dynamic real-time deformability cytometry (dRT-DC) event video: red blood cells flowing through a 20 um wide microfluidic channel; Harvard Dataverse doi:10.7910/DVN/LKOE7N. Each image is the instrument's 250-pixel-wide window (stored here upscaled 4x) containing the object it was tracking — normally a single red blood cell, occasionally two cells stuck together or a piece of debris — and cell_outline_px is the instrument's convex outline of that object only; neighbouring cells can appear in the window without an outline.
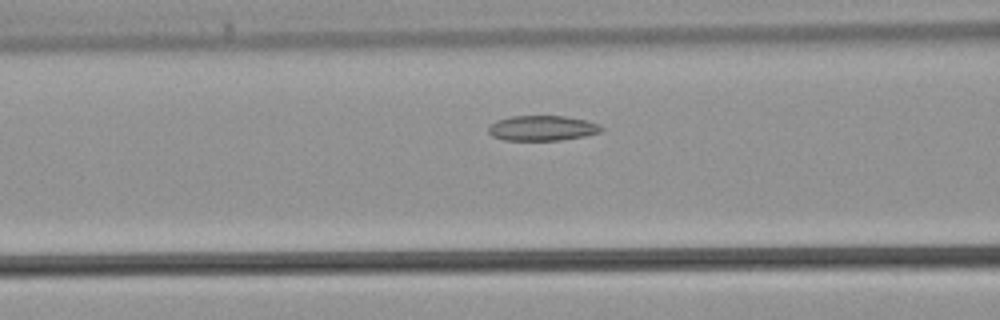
{"species": "common noctule bat (a hibernating species)", "species_latin": "Nyctalus noctula", "temperature_condition": "warm", "stored_images_in_passage": 17, "camera_frame_rate_fps": 3000, "um_per_image_px": 0.085, "animal": {"sex": "male", "body_mass_g": 21.5, "forearm_length_mm": 52.0}, "frame": {"image": 1, "passage_image": 10, "time_ms": 3.0, "image_size_px": [1000, 320], "cell_outline_px": [[604, 128], [600, 132], [584, 136], [560, 140], [504, 140], [492, 136], [488, 132], [488, 128], [496, 120], [512, 116], [564, 116], [584, 120], [600, 124]], "centroid_in_image_um": [46.09, 10.89], "position_along_channel_um": 120.5, "area_um2": 16.47}}
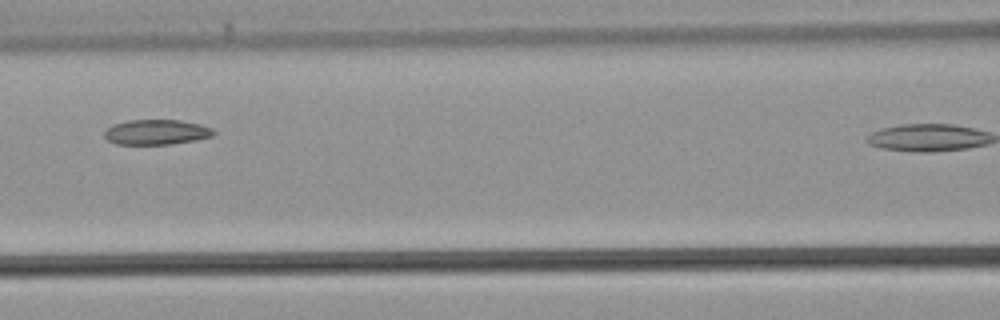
{"frame": {"image": 2, "passage_image": 12, "time_ms": 3.667, "image_size_px": [1000, 320], "cell_outline_px": [[216, 132], [212, 136], [196, 140], [168, 144], [116, 144], [108, 140], [104, 136], [104, 132], [112, 124], [128, 120], [180, 120], [200, 124], [212, 128]], "centroid_in_image_um": [13.29, 11.22], "position_along_channel_um": 153.3, "area_um2": 15.95}}
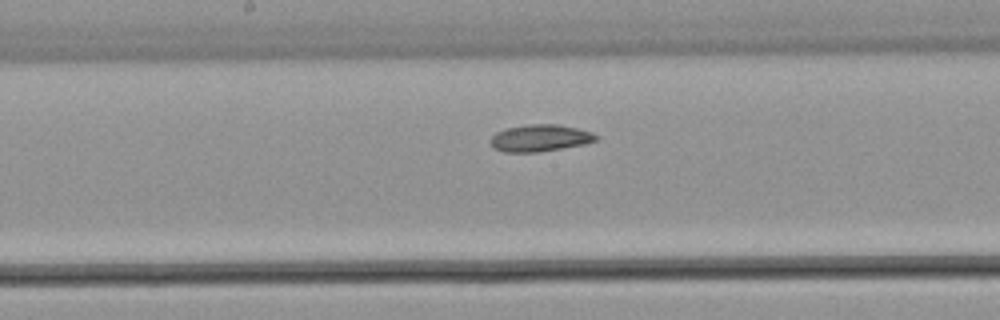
{"frame": {"image": 3, "passage_image": 15, "time_ms": 4.667, "image_size_px": [1000, 320], "cell_outline_px": [[596, 140], [584, 144], [540, 152], [504, 152], [492, 148], [492, 136], [496, 132], [504, 128], [528, 124], [556, 124], [576, 128], [592, 132], [596, 136]], "centroid_in_image_um": [45.86, 11.73], "position_along_channel_um": 202.3, "area_um2": 16.47}}